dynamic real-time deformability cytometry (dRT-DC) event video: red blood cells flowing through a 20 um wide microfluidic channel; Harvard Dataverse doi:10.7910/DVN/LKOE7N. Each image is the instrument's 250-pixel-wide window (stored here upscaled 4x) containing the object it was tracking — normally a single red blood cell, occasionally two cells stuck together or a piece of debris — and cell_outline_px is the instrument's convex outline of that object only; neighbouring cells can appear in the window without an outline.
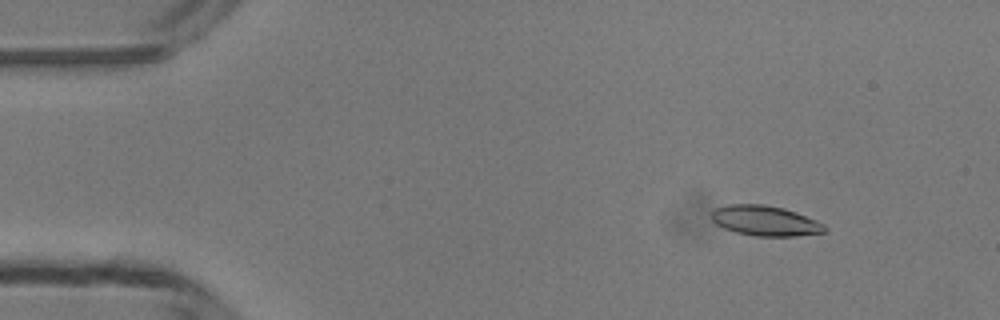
{"species": "common noctule bat (a hibernating species)", "species_latin": "Nyctalus noctula", "temperature_condition": "room temperature", "stored_images_in_passage": 49, "camera_frame_rate_fps": 3000, "um_per_image_px": 0.085, "animal": {"sex": "male", "body_mass_g": 13.3}, "frame": {"image": 1, "passage_image": 6, "time_ms": 1.667, "image_size_px": [1000, 320], "cell_outline_px": [[828, 228], [824, 232], [796, 236], [756, 236], [736, 232], [724, 228], [716, 224], [712, 220], [712, 212], [716, 208], [728, 204], [764, 204], [784, 208], [796, 212], [816, 220], [824, 224]], "centroid_in_image_um": [65.05, 18.76], "position_along_channel_um": 20.0, "area_um2": 19.88}}
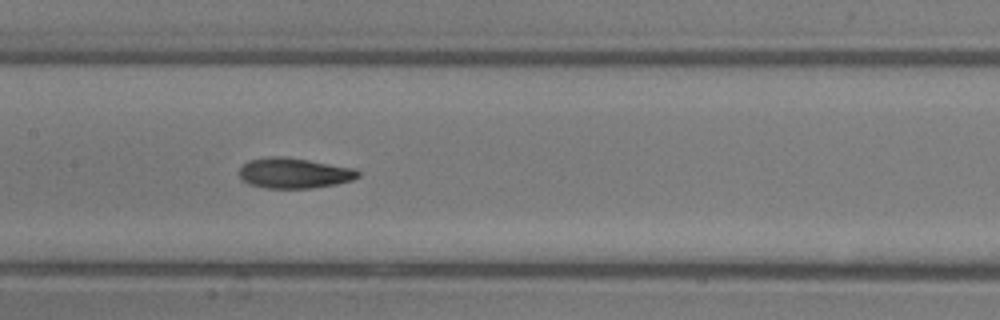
{"frame": {"image": 2, "passage_image": 24, "time_ms": 7.667, "image_size_px": [1000, 320], "cell_outline_px": [[360, 176], [352, 180], [336, 184], [312, 188], [268, 188], [248, 184], [240, 180], [240, 168], [248, 160], [268, 156], [280, 156], [308, 160], [352, 168], [360, 172]], "centroid_in_image_um": [24.97, 14.71], "position_along_channel_um": 182.4, "area_um2": 20.98}}
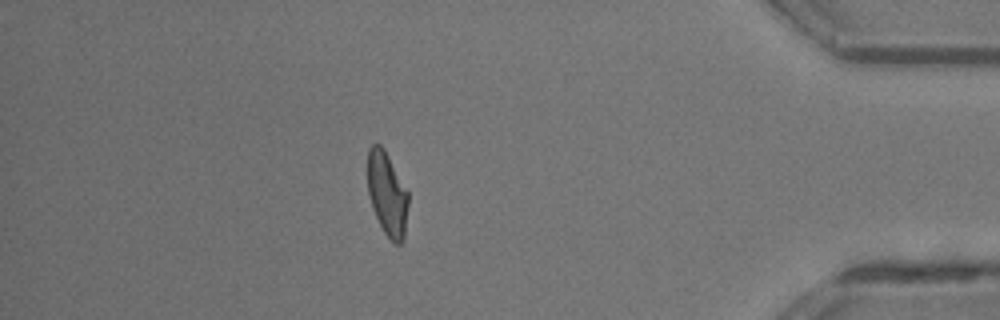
{"frame": {"image": 3, "passage_image": 43, "time_ms": 14.0, "image_size_px": [1000, 320], "cell_outline_px": [[408, 204], [404, 240], [400, 244], [396, 244], [384, 232], [372, 208], [368, 192], [368, 148], [372, 144], [380, 144], [384, 148], [408, 192]], "centroid_in_image_um": [32.91, 16.47], "position_along_channel_um": 402.3, "area_um2": 19.71}, "authors_computed_cell_mechanics": {"area_um2": 20.3456, "velocity_mm_per_s": 4.1859, "shape_relaxation_time_tau1_ms": 3.3728, "shape_relaxation_time_tau2_ms": 2.3132, "deformation_change_tau1": 0.1573, "deformation_change_tau2": 0.1009}}